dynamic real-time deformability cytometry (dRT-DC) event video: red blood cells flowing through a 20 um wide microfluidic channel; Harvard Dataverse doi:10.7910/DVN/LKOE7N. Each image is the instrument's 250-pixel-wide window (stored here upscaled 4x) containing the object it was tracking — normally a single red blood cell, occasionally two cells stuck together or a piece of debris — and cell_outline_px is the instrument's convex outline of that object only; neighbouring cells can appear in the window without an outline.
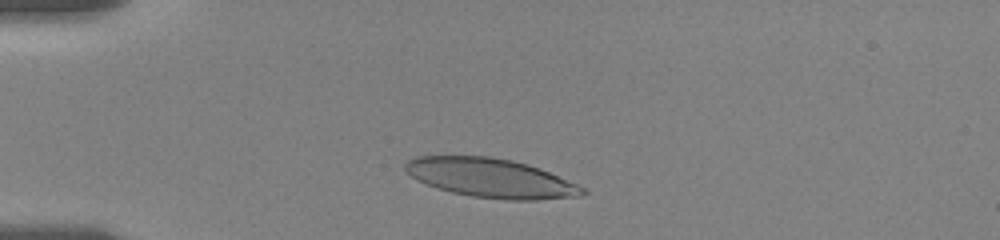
{"species": "human", "species_latin": "Homo sapiens", "temperature_condition": "room temperature", "stored_images_in_passage": 39, "camera_frame_rate_fps": 3000, "um_per_image_px": 0.085, "donor": {"sex": "female"}, "frame": {"image": 1, "passage_image": 6, "time_ms": 1.667, "image_size_px": [1000, 240], "cell_outline_px": [[588, 192], [584, 196], [536, 200], [508, 200], [472, 196], [452, 192], [436, 188], [416, 180], [404, 168], [404, 164], [408, 160], [416, 156], [492, 156], [512, 160], [528, 164], [540, 168], [576, 184], [584, 188]], "centroid_in_image_um": [41.73, 15.13], "position_along_channel_um": 43.3, "area_um2": 40.46}}
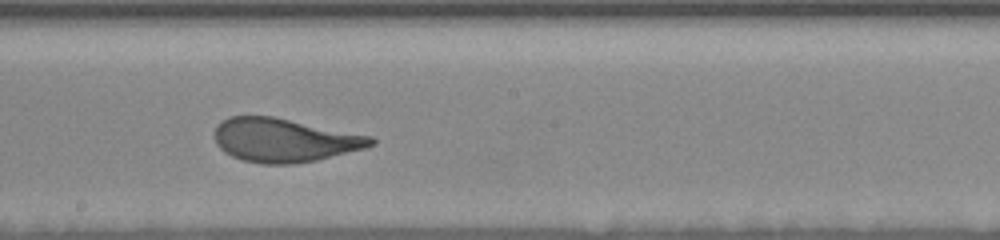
{"frame": {"image": 2, "passage_image": 26, "time_ms": 7.667, "image_size_px": [1000, 240], "cell_outline_px": [[376, 144], [364, 148], [316, 160], [292, 164], [264, 164], [240, 160], [224, 152], [216, 144], [216, 124], [228, 116], [272, 116], [372, 136], [376, 140]], "centroid_in_image_um": [24.15, 11.91], "position_along_channel_um": 224.1, "area_um2": 39.71}}
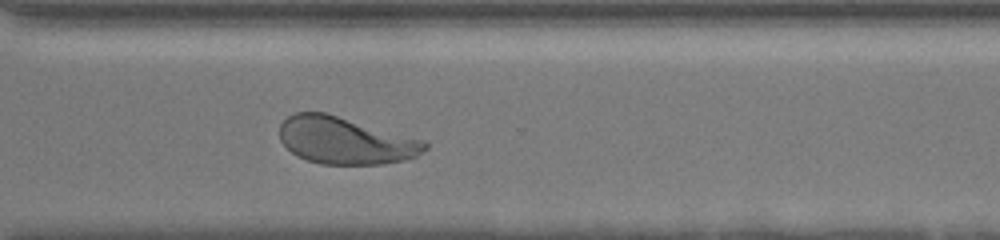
{"frame": {"image": 3, "passage_image": 39, "time_ms": 11.0, "image_size_px": [1000, 240], "cell_outline_px": [[428, 148], [416, 156], [404, 160], [380, 164], [320, 164], [296, 156], [280, 140], [280, 124], [288, 116], [296, 112], [328, 112], [424, 140], [428, 144]], "centroid_in_image_um": [29.35, 11.93], "position_along_channel_um": 341.2, "area_um2": 40.0}}